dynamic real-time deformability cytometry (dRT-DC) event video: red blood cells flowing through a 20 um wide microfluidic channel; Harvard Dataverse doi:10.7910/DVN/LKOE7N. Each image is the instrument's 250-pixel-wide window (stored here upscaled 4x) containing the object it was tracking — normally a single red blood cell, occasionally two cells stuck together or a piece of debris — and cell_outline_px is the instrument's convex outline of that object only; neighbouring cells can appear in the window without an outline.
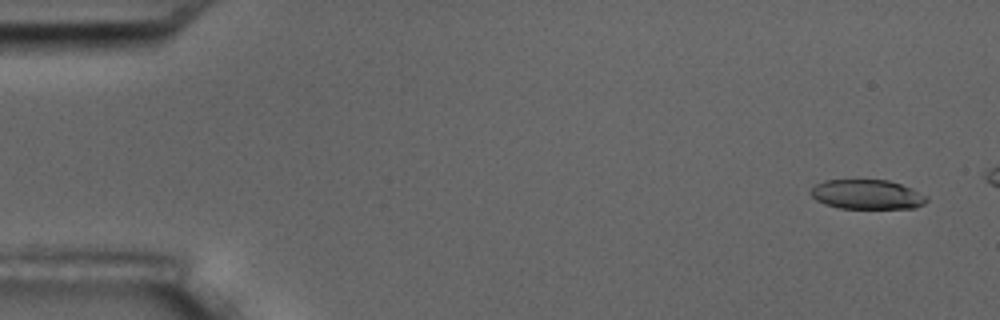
{"species": "common noctule bat (a hibernating species)", "species_latin": "Nyctalus noctula", "temperature_condition": "room temperature", "stored_images_in_passage": 4, "camera_frame_rate_fps": 3000, "um_per_image_px": 0.085, "animal": {"sex": "male", "body_mass_g": 17.5, "forearm_length_mm": 52.3}, "frame": {"image": 1, "passage_image": 1, "time_ms": 0.0, "image_size_px": [1000, 320], "cell_outline_px": [[928, 200], [924, 204], [916, 208], [840, 208], [824, 204], [816, 200], [812, 196], [812, 188], [816, 184], [824, 180], [888, 180], [912, 188], [928, 196]], "centroid_in_image_um": [73.73, 16.53], "position_along_channel_um": 11.3, "area_um2": 19.94}}